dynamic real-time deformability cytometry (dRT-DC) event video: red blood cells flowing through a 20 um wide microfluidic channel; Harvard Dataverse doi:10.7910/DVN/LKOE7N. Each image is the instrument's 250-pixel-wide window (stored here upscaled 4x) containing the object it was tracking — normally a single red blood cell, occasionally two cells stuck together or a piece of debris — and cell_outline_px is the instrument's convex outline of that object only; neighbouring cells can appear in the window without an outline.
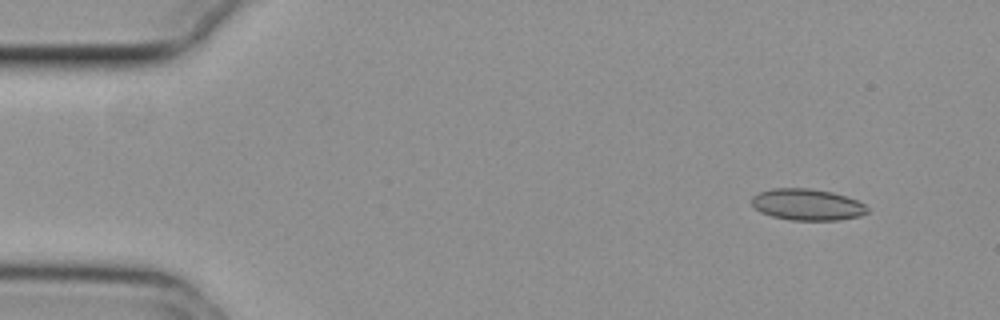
{"species": "common noctule bat (a hibernating species)", "species_latin": "Nyctalus noctula", "temperature_condition": "cold", "stored_images_in_passage": 54, "camera_frame_rate_fps": 3000, "um_per_image_px": 0.085, "animal": {"sex": "female", "body_mass_g": 29.2, "forearm_length_mm": 56.3}, "frame": {"image": 1, "passage_image": 4, "time_ms": 1.0, "image_size_px": [1000, 320], "cell_outline_px": [[868, 212], [860, 216], [840, 220], [792, 220], [772, 216], [760, 212], [752, 204], [752, 196], [760, 192], [772, 188], [808, 188], [832, 192], [856, 200], [864, 204], [868, 208]], "centroid_in_image_um": [68.61, 17.39], "position_along_channel_um": 16.4, "area_um2": 21.1}}
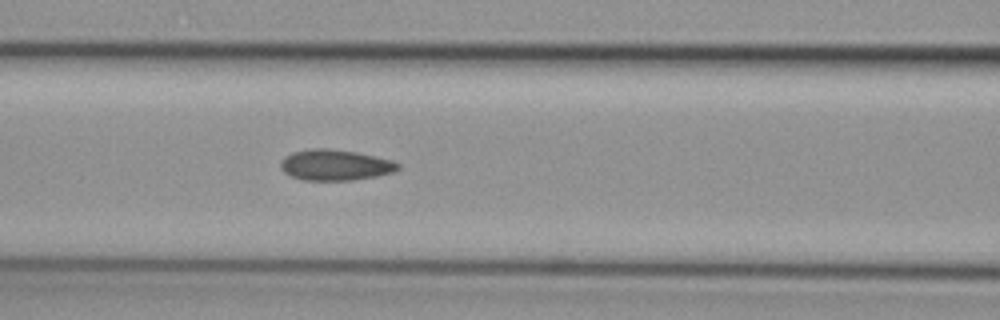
{"frame": {"image": 2, "passage_image": 22, "time_ms": 7.0, "image_size_px": [1000, 320], "cell_outline_px": [[400, 168], [392, 172], [376, 176], [352, 180], [304, 180], [292, 176], [284, 172], [280, 168], [280, 164], [284, 156], [292, 152], [312, 148], [324, 148], [356, 152], [376, 156], [392, 160], [400, 164]], "centroid_in_image_um": [28.48, 14.02], "position_along_channel_um": 138.1, "area_um2": 21.04}}
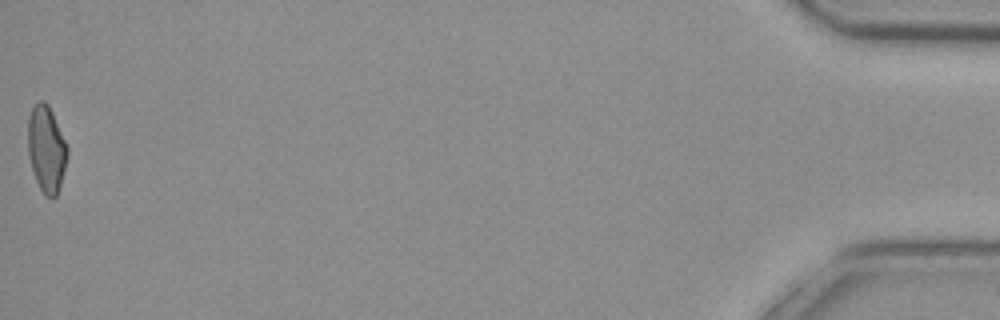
{"frame": {"image": 3, "passage_image": 54, "time_ms": 17.667, "image_size_px": [1000, 320], "cell_outline_px": [[68, 156], [60, 188], [56, 196], [52, 200], [44, 196], [36, 180], [32, 168], [28, 152], [28, 120], [32, 108], [40, 100], [44, 100], [48, 104], [52, 112], [68, 148]], "centroid_in_image_um": [3.96, 12.71], "position_along_channel_um": 431.2, "area_um2": 19.88}, "authors_computed_cell_mechanics": {"area_um2": 20.4901, "velocity_mm_per_s": 3.7407, "shape_relaxation_time_tau1_ms": 7.0534, "shape_relaxation_time_tau2_ms": 3.0923, "deformation_change_tau1": 0.1427, "deformation_change_tau2": 0.0822}}